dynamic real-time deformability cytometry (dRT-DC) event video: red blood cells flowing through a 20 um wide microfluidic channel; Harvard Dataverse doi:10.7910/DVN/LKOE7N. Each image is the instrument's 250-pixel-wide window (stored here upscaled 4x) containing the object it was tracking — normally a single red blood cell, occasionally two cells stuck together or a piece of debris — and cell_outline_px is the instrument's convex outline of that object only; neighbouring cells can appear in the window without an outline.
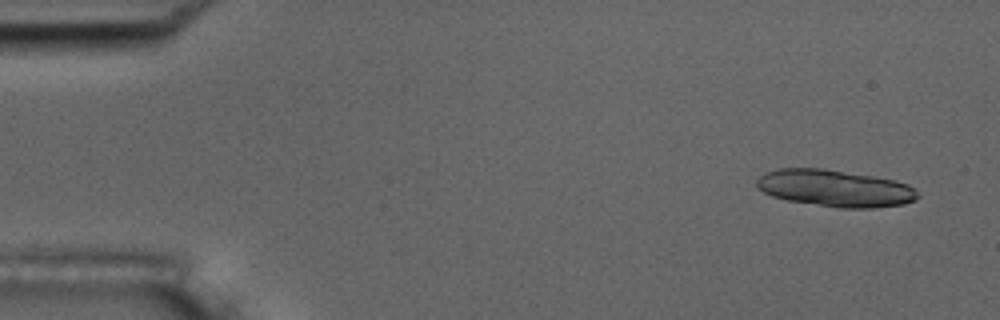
{"species": "common noctule bat (a hibernating species)", "species_latin": "Nyctalus noctula", "temperature_condition": "room temperature", "stored_images_in_passage": 10, "camera_frame_rate_fps": 3000, "um_per_image_px": 0.085, "animal": {"sex": "male", "body_mass_g": 17.5, "forearm_length_mm": 52.3}, "frame": {"image": 1, "passage_image": 1, "time_ms": 0.0, "image_size_px": [1000, 320], "cell_outline_px": [[920, 196], [916, 200], [904, 204], [872, 208], [840, 208], [788, 200], [772, 196], [764, 192], [756, 184], [756, 180], [760, 176], [768, 172], [780, 168], [824, 168], [896, 180], [908, 184]], "centroid_in_image_um": [71.0, 16.0], "position_along_channel_um": 14.0, "area_um2": 34.45}}